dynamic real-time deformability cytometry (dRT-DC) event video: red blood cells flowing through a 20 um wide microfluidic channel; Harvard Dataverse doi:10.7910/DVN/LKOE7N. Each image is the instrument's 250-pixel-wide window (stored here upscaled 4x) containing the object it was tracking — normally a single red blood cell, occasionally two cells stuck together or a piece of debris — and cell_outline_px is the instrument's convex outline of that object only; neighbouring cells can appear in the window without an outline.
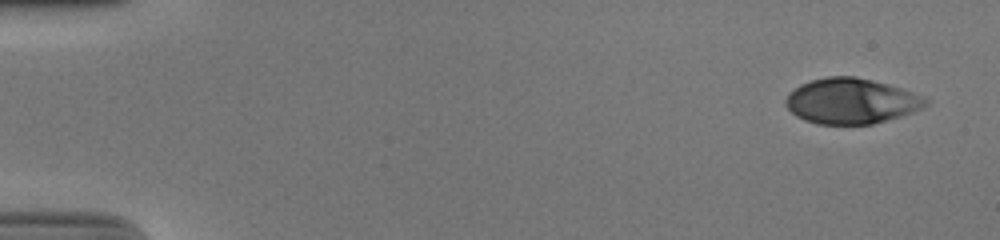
{"species": "human", "species_latin": "Homo sapiens", "temperature_condition": "cold", "stored_images_in_passage": 52, "camera_frame_rate_fps": 3000, "um_per_image_px": 0.085, "donor": {"sex": "male"}, "frame": {"image": 1, "passage_image": 1, "time_ms": 0.0, "image_size_px": [1000, 240], "cell_outline_px": [[932, 100], [928, 104], [912, 112], [900, 116], [872, 124], [816, 124], [804, 120], [796, 116], [784, 104], [784, 100], [788, 92], [800, 84], [824, 76], [856, 76], [888, 84], [924, 96]], "centroid_in_image_um": [72.33, 8.58], "position_along_channel_um": 12.7, "area_um2": 37.28}}
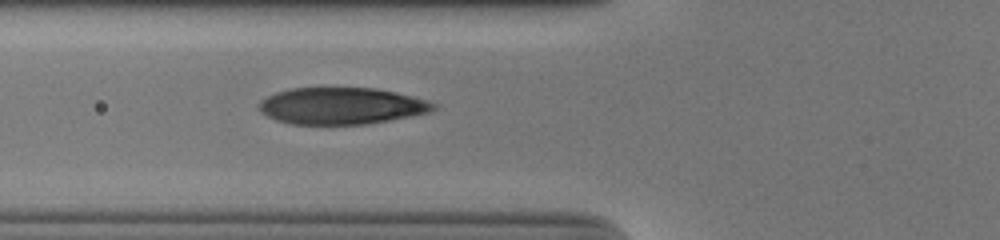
{"frame": {"image": 2, "passage_image": 19, "time_ms": 6.0, "image_size_px": [1000, 240], "cell_outline_px": [[440, 104], [432, 112], [412, 116], [364, 124], [292, 124], [276, 120], [260, 112], [260, 100], [276, 92], [288, 88], [376, 88], [396, 92], [428, 100]], "centroid_in_image_um": [29.07, 8.99], "position_along_channel_um": 96.7, "area_um2": 37.45}}
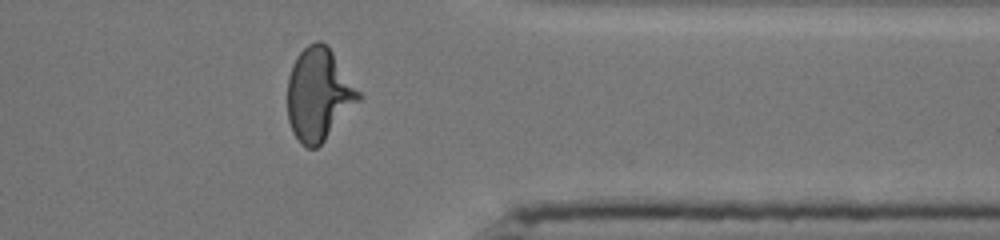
{"frame": {"image": 3, "passage_image": 42, "time_ms": 13.667, "image_size_px": [1000, 240], "cell_outline_px": [[360, 100], [324, 140], [316, 148], [308, 148], [300, 144], [292, 132], [288, 120], [288, 76], [292, 64], [296, 56], [308, 44], [316, 40], [320, 40], [332, 52], [360, 92]], "centroid_in_image_um": [27.06, 8.03], "position_along_channel_um": 384.3, "area_um2": 37.92}, "authors_computed_cell_mechanics": {"area_um2": 37.7145, "velocity_mm_per_s": 3.8657, "shape_relaxation_time_tau1_ms": 5.9875, "shape_relaxation_time_tau2_ms": null, "deformation_change_tau1": 0.2519, "deformation_change_tau2": null}}